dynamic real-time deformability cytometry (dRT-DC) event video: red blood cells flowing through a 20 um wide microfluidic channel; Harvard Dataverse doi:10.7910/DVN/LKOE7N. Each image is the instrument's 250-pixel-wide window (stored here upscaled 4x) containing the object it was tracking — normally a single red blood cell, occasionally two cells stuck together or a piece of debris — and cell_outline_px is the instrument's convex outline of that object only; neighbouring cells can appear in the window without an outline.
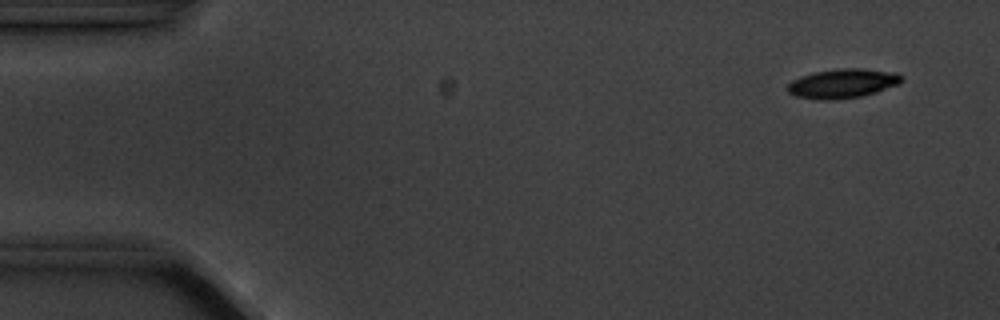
{"species": "common noctule bat (a hibernating species)", "species_latin": "Nyctalus noctula", "temperature_condition": "cold", "stored_images_in_passage": 4, "camera_frame_rate_fps": 3000, "um_per_image_px": 0.085, "animal": {"sex": "male", "body_mass_g": 20.1, "forearm_length_mm": 53.5}, "frame": {"image": 1, "passage_image": 1, "time_ms": 0.0, "image_size_px": [1000, 320], "cell_outline_px": [[904, 80], [900, 84], [876, 92], [860, 96], [828, 100], [820, 100], [796, 96], [788, 92], [788, 84], [792, 80], [800, 76], [812, 72], [840, 68], [860, 68], [896, 72], [904, 76]], "centroid_in_image_um": [71.65, 7.08], "position_along_channel_um": 13.3, "area_um2": 19.59}}